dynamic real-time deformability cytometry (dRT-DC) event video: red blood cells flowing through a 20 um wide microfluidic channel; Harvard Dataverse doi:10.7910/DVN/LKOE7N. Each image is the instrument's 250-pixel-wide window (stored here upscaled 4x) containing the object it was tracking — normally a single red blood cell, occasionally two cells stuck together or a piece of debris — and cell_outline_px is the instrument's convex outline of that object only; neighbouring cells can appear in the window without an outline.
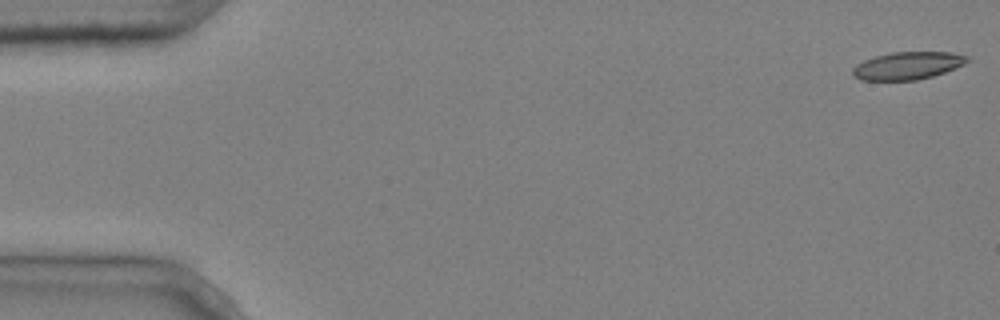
{"species": "common noctule bat (a hibernating species)", "species_latin": "Nyctalus noctula", "temperature_condition": "cold", "stored_images_in_passage": 5, "camera_frame_rate_fps": 3000, "um_per_image_px": 0.085, "animal": {"sex": "male", "body_mass_g": 20.4}, "frame": {"image": 1, "passage_image": 1, "time_ms": 0.0, "image_size_px": [1000, 320], "cell_outline_px": [[972, 56], [964, 64], [944, 72], [932, 76], [916, 80], [860, 80], [852, 76], [852, 68], [856, 64], [864, 60], [876, 56], [892, 52], [952, 52]], "centroid_in_image_um": [77.14, 5.57], "position_along_channel_um": 7.9, "area_um2": 18.5}}
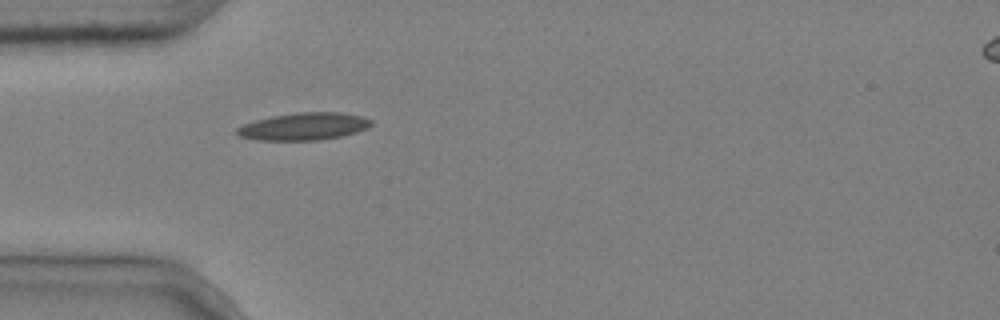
{"frame": {"image": 2, "passage_image": 5, "time_ms": 1.333, "image_size_px": [1000, 320], "cell_outline_px": [[372, 124], [368, 128], [356, 132], [340, 136], [320, 140], [256, 140], [240, 136], [236, 132], [236, 128], [244, 124], [256, 120], [272, 116], [296, 112], [340, 112], [364, 116], [372, 120]], "centroid_in_image_um": [25.85, 10.74], "position_along_channel_um": 59.1, "area_um2": 21.44}}